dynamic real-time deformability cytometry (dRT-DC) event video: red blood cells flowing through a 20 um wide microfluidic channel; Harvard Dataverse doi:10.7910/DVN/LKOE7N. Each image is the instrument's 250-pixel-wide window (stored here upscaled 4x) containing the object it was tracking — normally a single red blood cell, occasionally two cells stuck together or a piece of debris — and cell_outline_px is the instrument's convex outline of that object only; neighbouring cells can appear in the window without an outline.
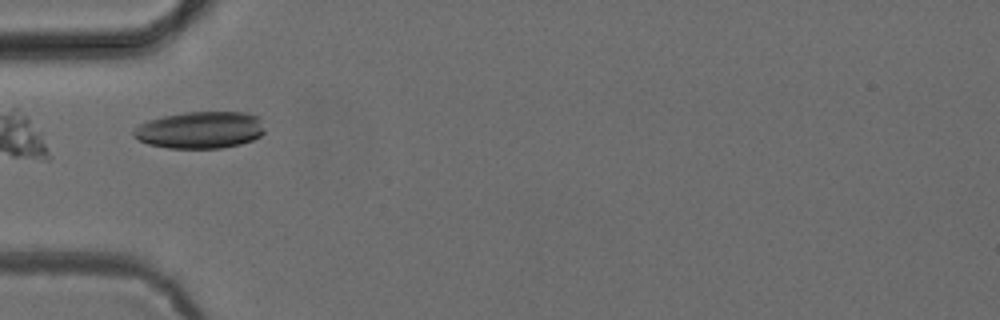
{"species": "common noctule bat (a hibernating species)", "species_latin": "Nyctalus noctula", "temperature_condition": "cold", "stored_images_in_passage": 35, "camera_frame_rate_fps": 3000, "um_per_image_px": 0.085, "animal": {"sex": "female", "body_mass_g": 24.6, "forearm_length_mm": 56.2}, "frame": {"image": 1, "passage_image": 1, "time_ms": 0.0, "image_size_px": [1000, 320], "cell_outline_px": [[264, 132], [260, 136], [252, 140], [240, 144], [220, 148], [168, 148], [148, 144], [132, 136], [132, 132], [140, 124], [148, 120], [164, 116], [184, 112], [244, 112], [256, 116], [260, 120], [264, 128]], "centroid_in_image_um": [17.0, 11.05], "position_along_channel_um": 68.0, "area_um2": 28.15}}
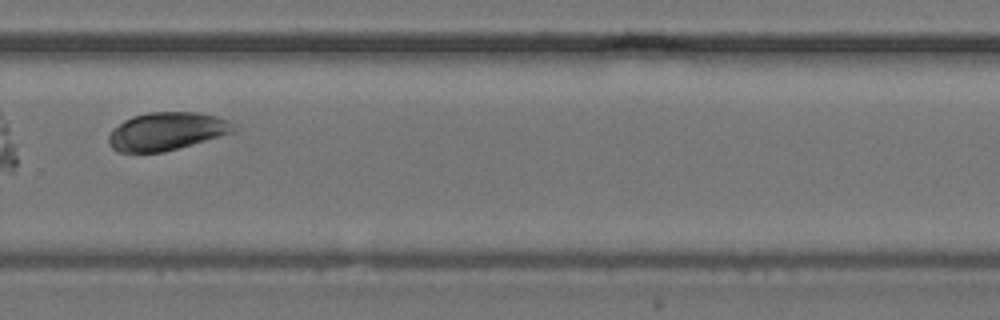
{"frame": {"image": 2, "passage_image": 20, "time_ms": 6.333, "image_size_px": [1000, 320], "cell_outline_px": [[240, 128], [236, 132], [164, 152], [116, 152], [108, 144], [108, 136], [112, 128], [124, 120], [132, 116], [148, 112], [196, 112], [216, 116], [228, 120], [236, 124]], "centroid_in_image_um": [14.19, 11.16], "position_along_channel_um": 315.6, "area_um2": 28.09}}